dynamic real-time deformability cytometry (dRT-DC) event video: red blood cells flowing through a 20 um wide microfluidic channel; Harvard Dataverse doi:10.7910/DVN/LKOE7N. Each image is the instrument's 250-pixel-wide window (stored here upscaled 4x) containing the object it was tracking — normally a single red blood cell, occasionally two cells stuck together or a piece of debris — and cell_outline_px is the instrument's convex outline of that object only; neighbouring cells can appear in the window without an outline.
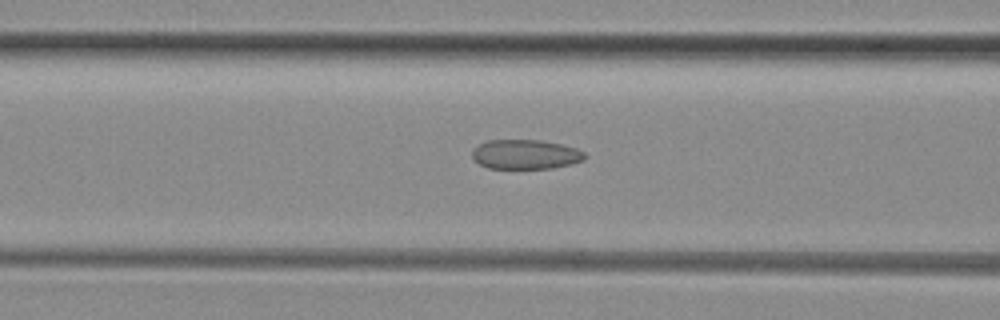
{"species": "common noctule bat (a hibernating species)", "species_latin": "Nyctalus noctula", "temperature_condition": "room temperature", "stored_images_in_passage": 26, "camera_frame_rate_fps": 3000, "um_per_image_px": 0.085, "animal": {"sex": "female", "body_mass_g": 29.2, "forearm_length_mm": 56.3}, "frame": {"image": 1, "passage_image": 6, "time_ms": 1.667, "image_size_px": [1000, 320], "cell_outline_px": [[588, 156], [584, 160], [552, 168], [488, 168], [480, 164], [472, 156], [472, 152], [480, 144], [488, 140], [540, 140], [560, 144], [576, 148], [584, 152]], "centroid_in_image_um": [44.69, 13.12], "position_along_channel_um": 121.9, "area_um2": 19.13}}
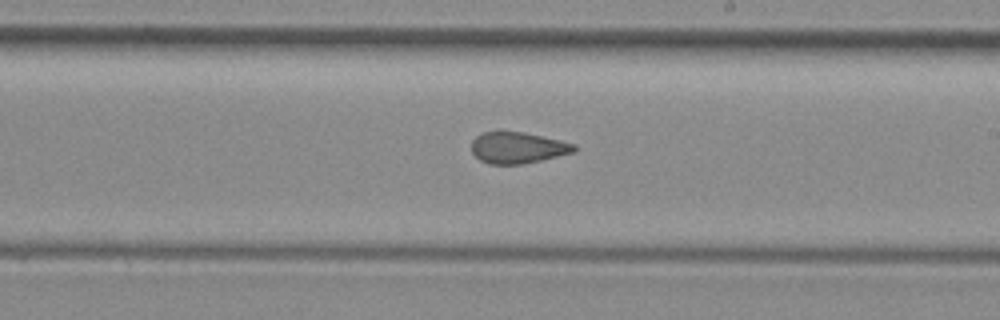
{"frame": {"image": 2, "passage_image": 15, "time_ms": 4.667, "image_size_px": [1000, 320], "cell_outline_px": [[576, 152], [524, 164], [488, 164], [480, 160], [472, 152], [472, 140], [476, 136], [484, 132], [524, 132], [560, 140], [576, 144]], "centroid_in_image_um": [44.03, 12.56], "position_along_channel_um": 245.0, "area_um2": 18.73}}
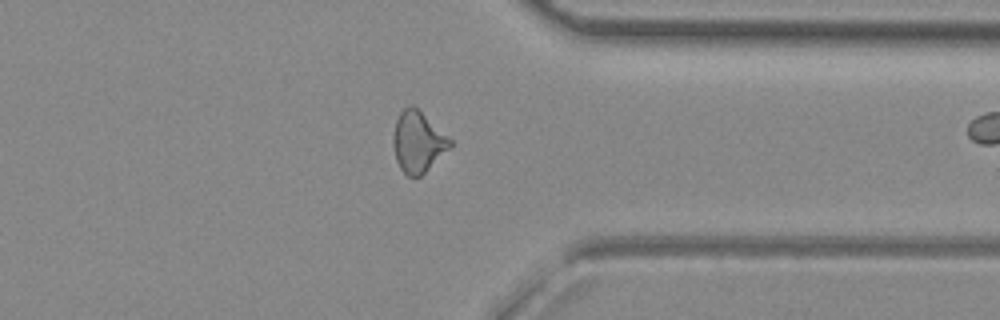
{"frame": {"image": 3, "passage_image": 25, "time_ms": 8.0, "image_size_px": [1000, 320], "cell_outline_px": [[452, 144], [420, 176], [408, 176], [400, 168], [396, 160], [392, 144], [392, 140], [396, 120], [400, 112], [408, 104], [412, 104], [452, 140]], "centroid_in_image_um": [35.47, 12.04], "position_along_channel_um": 375.9, "area_um2": 19.71}}